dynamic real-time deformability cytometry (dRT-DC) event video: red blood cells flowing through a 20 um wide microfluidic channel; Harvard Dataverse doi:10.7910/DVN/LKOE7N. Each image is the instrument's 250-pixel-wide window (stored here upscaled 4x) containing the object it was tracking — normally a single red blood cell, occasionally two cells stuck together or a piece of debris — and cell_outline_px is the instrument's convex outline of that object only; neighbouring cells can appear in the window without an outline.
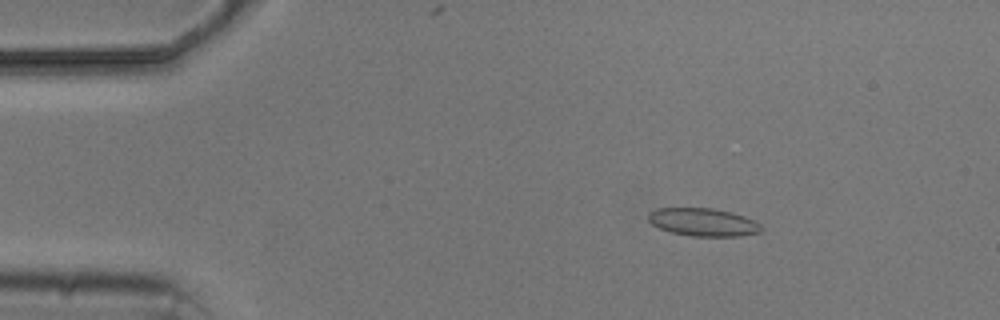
{"species": "common noctule bat (a hibernating species)", "species_latin": "Nyctalus noctula", "temperature_condition": "cold", "stored_images_in_passage": 5, "camera_frame_rate_fps": 3000, "um_per_image_px": 0.085, "animal": {"sex": "male", "body_mass_g": 20.5, "forearm_length_mm": 52.5}, "frame": {"image": 1, "passage_image": 3, "time_ms": 2.667, "image_size_px": [1000, 320], "cell_outline_px": [[764, 228], [760, 232], [740, 236], [692, 236], [672, 232], [660, 228], [652, 224], [648, 220], [648, 212], [656, 208], [712, 208], [732, 212], [756, 220]], "centroid_in_image_um": [59.79, 18.87], "position_along_channel_um": 25.2, "area_um2": 18.5}}
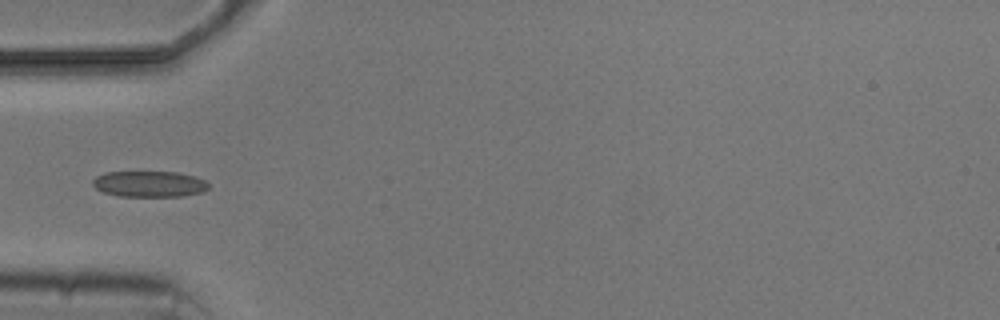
{"frame": {"image": 2, "passage_image": 5, "time_ms": 5.667, "image_size_px": [1000, 320], "cell_outline_px": [[208, 188], [204, 192], [184, 196], [120, 196], [104, 192], [96, 188], [92, 184], [92, 180], [96, 176], [104, 172], [176, 172], [196, 176], [204, 180], [208, 184]], "centroid_in_image_um": [12.7, 15.63], "position_along_channel_um": 72.3, "area_um2": 17.57}}